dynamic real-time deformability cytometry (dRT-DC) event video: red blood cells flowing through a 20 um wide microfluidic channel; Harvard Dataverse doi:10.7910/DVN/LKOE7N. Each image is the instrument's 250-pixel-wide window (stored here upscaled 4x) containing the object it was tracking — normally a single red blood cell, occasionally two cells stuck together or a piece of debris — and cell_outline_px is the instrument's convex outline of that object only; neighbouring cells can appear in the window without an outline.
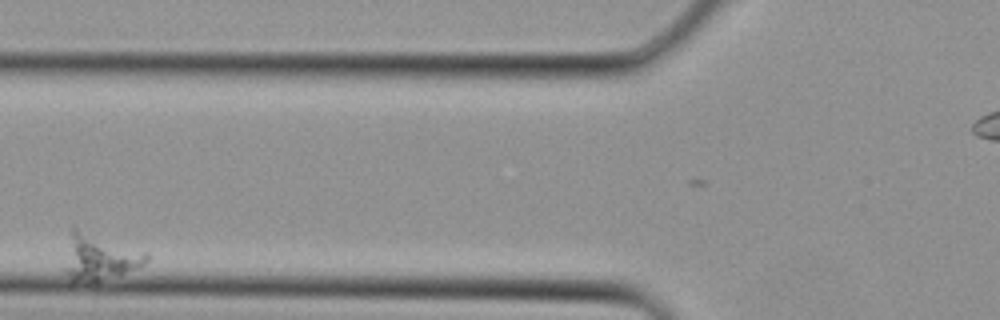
{"species": "Egyptian fruit bat (a non-hibernating species)", "species_latin": "Rousettus aegyptiacus", "temperature_condition": "cold", "stored_images_in_passage": 6, "segment_of_instrument_passage": [1, 2], "camera_frame_rate_fps": 3000, "um_per_image_px": 0.085, "animal": {"sex": "female"}, "frame": {"image": 1, "passage_image": 2, "time_ms": 0.333, "image_size_px": [1000, 320], "cell_outline_px": [[148, 260], [144, 264], [136, 268], [88, 284], [72, 284], [64, 272], [72, 224], [148, 252]], "centroid_in_image_um": [8.41, 21.84], "position_along_channel_um": 117.4, "area_um2": 22.54}}